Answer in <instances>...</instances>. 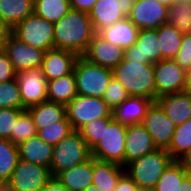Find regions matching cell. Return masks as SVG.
I'll list each match as a JSON object with an SVG mask.
<instances>
[{"label":"cell","mask_w":191,"mask_h":191,"mask_svg":"<svg viewBox=\"0 0 191 191\" xmlns=\"http://www.w3.org/2000/svg\"><path fill=\"white\" fill-rule=\"evenodd\" d=\"M95 33L88 13L70 9L54 23L55 49L68 50L82 56Z\"/></svg>","instance_id":"1"},{"label":"cell","mask_w":191,"mask_h":191,"mask_svg":"<svg viewBox=\"0 0 191 191\" xmlns=\"http://www.w3.org/2000/svg\"><path fill=\"white\" fill-rule=\"evenodd\" d=\"M112 71L114 78L124 86L129 96L156 101L154 64L123 59Z\"/></svg>","instance_id":"2"},{"label":"cell","mask_w":191,"mask_h":191,"mask_svg":"<svg viewBox=\"0 0 191 191\" xmlns=\"http://www.w3.org/2000/svg\"><path fill=\"white\" fill-rule=\"evenodd\" d=\"M173 158L165 149H156L125 166V173L140 190L152 191Z\"/></svg>","instance_id":"3"},{"label":"cell","mask_w":191,"mask_h":191,"mask_svg":"<svg viewBox=\"0 0 191 191\" xmlns=\"http://www.w3.org/2000/svg\"><path fill=\"white\" fill-rule=\"evenodd\" d=\"M127 125L114 118H104L101 141L91 150V157L125 167V140Z\"/></svg>","instance_id":"4"},{"label":"cell","mask_w":191,"mask_h":191,"mask_svg":"<svg viewBox=\"0 0 191 191\" xmlns=\"http://www.w3.org/2000/svg\"><path fill=\"white\" fill-rule=\"evenodd\" d=\"M90 158V148L80 132L74 130L54 146L51 173L55 177L59 172L84 163Z\"/></svg>","instance_id":"5"},{"label":"cell","mask_w":191,"mask_h":191,"mask_svg":"<svg viewBox=\"0 0 191 191\" xmlns=\"http://www.w3.org/2000/svg\"><path fill=\"white\" fill-rule=\"evenodd\" d=\"M77 93L102 98L104 91L113 77L111 69L87 61L82 56L76 60L73 69Z\"/></svg>","instance_id":"6"},{"label":"cell","mask_w":191,"mask_h":191,"mask_svg":"<svg viewBox=\"0 0 191 191\" xmlns=\"http://www.w3.org/2000/svg\"><path fill=\"white\" fill-rule=\"evenodd\" d=\"M11 33L21 42L48 51L55 48L54 23L34 13L20 22Z\"/></svg>","instance_id":"7"},{"label":"cell","mask_w":191,"mask_h":191,"mask_svg":"<svg viewBox=\"0 0 191 191\" xmlns=\"http://www.w3.org/2000/svg\"><path fill=\"white\" fill-rule=\"evenodd\" d=\"M66 117L73 130L98 118H113L112 110L102 98L77 95L66 105Z\"/></svg>","instance_id":"8"},{"label":"cell","mask_w":191,"mask_h":191,"mask_svg":"<svg viewBox=\"0 0 191 191\" xmlns=\"http://www.w3.org/2000/svg\"><path fill=\"white\" fill-rule=\"evenodd\" d=\"M156 99L174 93L188 90L189 74L173 59L154 63Z\"/></svg>","instance_id":"9"},{"label":"cell","mask_w":191,"mask_h":191,"mask_svg":"<svg viewBox=\"0 0 191 191\" xmlns=\"http://www.w3.org/2000/svg\"><path fill=\"white\" fill-rule=\"evenodd\" d=\"M52 178L50 168L19 159L7 185L12 191H40Z\"/></svg>","instance_id":"10"},{"label":"cell","mask_w":191,"mask_h":191,"mask_svg":"<svg viewBox=\"0 0 191 191\" xmlns=\"http://www.w3.org/2000/svg\"><path fill=\"white\" fill-rule=\"evenodd\" d=\"M135 0H98L88 15L94 31L111 26L129 16Z\"/></svg>","instance_id":"11"},{"label":"cell","mask_w":191,"mask_h":191,"mask_svg":"<svg viewBox=\"0 0 191 191\" xmlns=\"http://www.w3.org/2000/svg\"><path fill=\"white\" fill-rule=\"evenodd\" d=\"M3 50L7 53L15 72L41 68L46 51L21 42L10 33L4 42Z\"/></svg>","instance_id":"12"},{"label":"cell","mask_w":191,"mask_h":191,"mask_svg":"<svg viewBox=\"0 0 191 191\" xmlns=\"http://www.w3.org/2000/svg\"><path fill=\"white\" fill-rule=\"evenodd\" d=\"M141 124L152 136L157 149H168L175 132L176 125L167 117L162 108L156 102H153L148 108Z\"/></svg>","instance_id":"13"},{"label":"cell","mask_w":191,"mask_h":191,"mask_svg":"<svg viewBox=\"0 0 191 191\" xmlns=\"http://www.w3.org/2000/svg\"><path fill=\"white\" fill-rule=\"evenodd\" d=\"M16 80L19 85L23 106L26 109L47 101V80L40 68L17 72Z\"/></svg>","instance_id":"14"},{"label":"cell","mask_w":191,"mask_h":191,"mask_svg":"<svg viewBox=\"0 0 191 191\" xmlns=\"http://www.w3.org/2000/svg\"><path fill=\"white\" fill-rule=\"evenodd\" d=\"M168 10L156 0H135L127 18L140 30L157 29L166 24Z\"/></svg>","instance_id":"15"},{"label":"cell","mask_w":191,"mask_h":191,"mask_svg":"<svg viewBox=\"0 0 191 191\" xmlns=\"http://www.w3.org/2000/svg\"><path fill=\"white\" fill-rule=\"evenodd\" d=\"M124 59L154 64L162 60L159 37L156 29L140 30L137 41L125 49Z\"/></svg>","instance_id":"16"},{"label":"cell","mask_w":191,"mask_h":191,"mask_svg":"<svg viewBox=\"0 0 191 191\" xmlns=\"http://www.w3.org/2000/svg\"><path fill=\"white\" fill-rule=\"evenodd\" d=\"M125 50L95 33L82 55L87 61L113 70L123 59Z\"/></svg>","instance_id":"17"},{"label":"cell","mask_w":191,"mask_h":191,"mask_svg":"<svg viewBox=\"0 0 191 191\" xmlns=\"http://www.w3.org/2000/svg\"><path fill=\"white\" fill-rule=\"evenodd\" d=\"M125 166L157 149L152 136L142 124L127 125L125 140Z\"/></svg>","instance_id":"18"},{"label":"cell","mask_w":191,"mask_h":191,"mask_svg":"<svg viewBox=\"0 0 191 191\" xmlns=\"http://www.w3.org/2000/svg\"><path fill=\"white\" fill-rule=\"evenodd\" d=\"M78 57L76 53L68 50L50 49L45 52L40 69L47 81L63 77L73 72Z\"/></svg>","instance_id":"19"},{"label":"cell","mask_w":191,"mask_h":191,"mask_svg":"<svg viewBox=\"0 0 191 191\" xmlns=\"http://www.w3.org/2000/svg\"><path fill=\"white\" fill-rule=\"evenodd\" d=\"M155 102L176 126L191 118V92L188 90L161 96Z\"/></svg>","instance_id":"20"},{"label":"cell","mask_w":191,"mask_h":191,"mask_svg":"<svg viewBox=\"0 0 191 191\" xmlns=\"http://www.w3.org/2000/svg\"><path fill=\"white\" fill-rule=\"evenodd\" d=\"M153 102L149 98L129 96L112 111L113 118L125 125L141 124Z\"/></svg>","instance_id":"21"},{"label":"cell","mask_w":191,"mask_h":191,"mask_svg":"<svg viewBox=\"0 0 191 191\" xmlns=\"http://www.w3.org/2000/svg\"><path fill=\"white\" fill-rule=\"evenodd\" d=\"M17 146L19 159L50 168L54 146L43 141L38 135Z\"/></svg>","instance_id":"22"},{"label":"cell","mask_w":191,"mask_h":191,"mask_svg":"<svg viewBox=\"0 0 191 191\" xmlns=\"http://www.w3.org/2000/svg\"><path fill=\"white\" fill-rule=\"evenodd\" d=\"M139 31L140 29L126 17L111 26L102 28L97 33L108 42L125 50L136 43Z\"/></svg>","instance_id":"23"},{"label":"cell","mask_w":191,"mask_h":191,"mask_svg":"<svg viewBox=\"0 0 191 191\" xmlns=\"http://www.w3.org/2000/svg\"><path fill=\"white\" fill-rule=\"evenodd\" d=\"M93 157L75 167L59 172L55 178L70 191H83L92 185Z\"/></svg>","instance_id":"24"},{"label":"cell","mask_w":191,"mask_h":191,"mask_svg":"<svg viewBox=\"0 0 191 191\" xmlns=\"http://www.w3.org/2000/svg\"><path fill=\"white\" fill-rule=\"evenodd\" d=\"M124 174L125 167L93 158L92 185L101 191H113Z\"/></svg>","instance_id":"25"},{"label":"cell","mask_w":191,"mask_h":191,"mask_svg":"<svg viewBox=\"0 0 191 191\" xmlns=\"http://www.w3.org/2000/svg\"><path fill=\"white\" fill-rule=\"evenodd\" d=\"M27 110L32 116L37 131L66 117V105L50 101L33 105Z\"/></svg>","instance_id":"26"},{"label":"cell","mask_w":191,"mask_h":191,"mask_svg":"<svg viewBox=\"0 0 191 191\" xmlns=\"http://www.w3.org/2000/svg\"><path fill=\"white\" fill-rule=\"evenodd\" d=\"M31 0H0V21L10 30L33 14Z\"/></svg>","instance_id":"27"},{"label":"cell","mask_w":191,"mask_h":191,"mask_svg":"<svg viewBox=\"0 0 191 191\" xmlns=\"http://www.w3.org/2000/svg\"><path fill=\"white\" fill-rule=\"evenodd\" d=\"M78 95L74 72L47 81V101L67 105Z\"/></svg>","instance_id":"28"},{"label":"cell","mask_w":191,"mask_h":191,"mask_svg":"<svg viewBox=\"0 0 191 191\" xmlns=\"http://www.w3.org/2000/svg\"><path fill=\"white\" fill-rule=\"evenodd\" d=\"M156 30L158 32L162 60L173 59L179 51L184 32L168 24H163Z\"/></svg>","instance_id":"29"},{"label":"cell","mask_w":191,"mask_h":191,"mask_svg":"<svg viewBox=\"0 0 191 191\" xmlns=\"http://www.w3.org/2000/svg\"><path fill=\"white\" fill-rule=\"evenodd\" d=\"M70 9L69 0H36L33 5V13L51 23L58 22Z\"/></svg>","instance_id":"30"},{"label":"cell","mask_w":191,"mask_h":191,"mask_svg":"<svg viewBox=\"0 0 191 191\" xmlns=\"http://www.w3.org/2000/svg\"><path fill=\"white\" fill-rule=\"evenodd\" d=\"M18 161V146L10 140L0 139V184L10 181Z\"/></svg>","instance_id":"31"},{"label":"cell","mask_w":191,"mask_h":191,"mask_svg":"<svg viewBox=\"0 0 191 191\" xmlns=\"http://www.w3.org/2000/svg\"><path fill=\"white\" fill-rule=\"evenodd\" d=\"M191 149V118L176 126L171 143L166 150L174 161Z\"/></svg>","instance_id":"32"},{"label":"cell","mask_w":191,"mask_h":191,"mask_svg":"<svg viewBox=\"0 0 191 191\" xmlns=\"http://www.w3.org/2000/svg\"><path fill=\"white\" fill-rule=\"evenodd\" d=\"M188 173L177 162L173 161L159 178L152 191H181V183Z\"/></svg>","instance_id":"33"},{"label":"cell","mask_w":191,"mask_h":191,"mask_svg":"<svg viewBox=\"0 0 191 191\" xmlns=\"http://www.w3.org/2000/svg\"><path fill=\"white\" fill-rule=\"evenodd\" d=\"M37 135V130L32 116L27 109L23 110L15 123L14 130L11 132V142L15 145Z\"/></svg>","instance_id":"34"},{"label":"cell","mask_w":191,"mask_h":191,"mask_svg":"<svg viewBox=\"0 0 191 191\" xmlns=\"http://www.w3.org/2000/svg\"><path fill=\"white\" fill-rule=\"evenodd\" d=\"M71 122L65 117L37 131V135L49 145L55 146L59 141L73 132Z\"/></svg>","instance_id":"35"},{"label":"cell","mask_w":191,"mask_h":191,"mask_svg":"<svg viewBox=\"0 0 191 191\" xmlns=\"http://www.w3.org/2000/svg\"><path fill=\"white\" fill-rule=\"evenodd\" d=\"M0 108L26 109L22 103L16 78L0 82Z\"/></svg>","instance_id":"36"},{"label":"cell","mask_w":191,"mask_h":191,"mask_svg":"<svg viewBox=\"0 0 191 191\" xmlns=\"http://www.w3.org/2000/svg\"><path fill=\"white\" fill-rule=\"evenodd\" d=\"M191 17V4L176 1L169 7L166 24L185 32Z\"/></svg>","instance_id":"37"},{"label":"cell","mask_w":191,"mask_h":191,"mask_svg":"<svg viewBox=\"0 0 191 191\" xmlns=\"http://www.w3.org/2000/svg\"><path fill=\"white\" fill-rule=\"evenodd\" d=\"M128 97L129 95L124 86L113 76L104 91L102 99L113 111Z\"/></svg>","instance_id":"38"},{"label":"cell","mask_w":191,"mask_h":191,"mask_svg":"<svg viewBox=\"0 0 191 191\" xmlns=\"http://www.w3.org/2000/svg\"><path fill=\"white\" fill-rule=\"evenodd\" d=\"M86 144L92 150L102 139L104 133V118L93 119L78 130Z\"/></svg>","instance_id":"39"},{"label":"cell","mask_w":191,"mask_h":191,"mask_svg":"<svg viewBox=\"0 0 191 191\" xmlns=\"http://www.w3.org/2000/svg\"><path fill=\"white\" fill-rule=\"evenodd\" d=\"M23 110L25 109L0 108V139L11 141V132Z\"/></svg>","instance_id":"40"},{"label":"cell","mask_w":191,"mask_h":191,"mask_svg":"<svg viewBox=\"0 0 191 191\" xmlns=\"http://www.w3.org/2000/svg\"><path fill=\"white\" fill-rule=\"evenodd\" d=\"M173 60L188 74L191 72V35L183 34L179 51Z\"/></svg>","instance_id":"41"},{"label":"cell","mask_w":191,"mask_h":191,"mask_svg":"<svg viewBox=\"0 0 191 191\" xmlns=\"http://www.w3.org/2000/svg\"><path fill=\"white\" fill-rule=\"evenodd\" d=\"M16 78V72L13 69L7 53L0 49V82L13 80Z\"/></svg>","instance_id":"42"},{"label":"cell","mask_w":191,"mask_h":191,"mask_svg":"<svg viewBox=\"0 0 191 191\" xmlns=\"http://www.w3.org/2000/svg\"><path fill=\"white\" fill-rule=\"evenodd\" d=\"M113 191H140L133 180L125 173L117 183Z\"/></svg>","instance_id":"43"},{"label":"cell","mask_w":191,"mask_h":191,"mask_svg":"<svg viewBox=\"0 0 191 191\" xmlns=\"http://www.w3.org/2000/svg\"><path fill=\"white\" fill-rule=\"evenodd\" d=\"M72 10L89 13L98 0H69Z\"/></svg>","instance_id":"44"},{"label":"cell","mask_w":191,"mask_h":191,"mask_svg":"<svg viewBox=\"0 0 191 191\" xmlns=\"http://www.w3.org/2000/svg\"><path fill=\"white\" fill-rule=\"evenodd\" d=\"M40 191H70L53 177Z\"/></svg>","instance_id":"45"},{"label":"cell","mask_w":191,"mask_h":191,"mask_svg":"<svg viewBox=\"0 0 191 191\" xmlns=\"http://www.w3.org/2000/svg\"><path fill=\"white\" fill-rule=\"evenodd\" d=\"M177 162L183 167V169L191 175V149L182 155Z\"/></svg>","instance_id":"46"},{"label":"cell","mask_w":191,"mask_h":191,"mask_svg":"<svg viewBox=\"0 0 191 191\" xmlns=\"http://www.w3.org/2000/svg\"><path fill=\"white\" fill-rule=\"evenodd\" d=\"M11 33V30L0 21V48L2 49L4 46V42L6 41L7 36Z\"/></svg>","instance_id":"47"},{"label":"cell","mask_w":191,"mask_h":191,"mask_svg":"<svg viewBox=\"0 0 191 191\" xmlns=\"http://www.w3.org/2000/svg\"><path fill=\"white\" fill-rule=\"evenodd\" d=\"M181 191H191V175H187L181 183Z\"/></svg>","instance_id":"48"},{"label":"cell","mask_w":191,"mask_h":191,"mask_svg":"<svg viewBox=\"0 0 191 191\" xmlns=\"http://www.w3.org/2000/svg\"><path fill=\"white\" fill-rule=\"evenodd\" d=\"M157 2L167 6V7H170L172 6L177 0H156Z\"/></svg>","instance_id":"49"},{"label":"cell","mask_w":191,"mask_h":191,"mask_svg":"<svg viewBox=\"0 0 191 191\" xmlns=\"http://www.w3.org/2000/svg\"><path fill=\"white\" fill-rule=\"evenodd\" d=\"M83 191H101L100 189L96 188L94 185L88 186L85 190Z\"/></svg>","instance_id":"50"},{"label":"cell","mask_w":191,"mask_h":191,"mask_svg":"<svg viewBox=\"0 0 191 191\" xmlns=\"http://www.w3.org/2000/svg\"><path fill=\"white\" fill-rule=\"evenodd\" d=\"M0 191H10V187L7 184H0Z\"/></svg>","instance_id":"51"},{"label":"cell","mask_w":191,"mask_h":191,"mask_svg":"<svg viewBox=\"0 0 191 191\" xmlns=\"http://www.w3.org/2000/svg\"><path fill=\"white\" fill-rule=\"evenodd\" d=\"M184 33H186L188 35H191V17H190V21L188 23V28H187V30Z\"/></svg>","instance_id":"52"},{"label":"cell","mask_w":191,"mask_h":191,"mask_svg":"<svg viewBox=\"0 0 191 191\" xmlns=\"http://www.w3.org/2000/svg\"><path fill=\"white\" fill-rule=\"evenodd\" d=\"M188 91L191 92V72L189 73L188 77Z\"/></svg>","instance_id":"53"},{"label":"cell","mask_w":191,"mask_h":191,"mask_svg":"<svg viewBox=\"0 0 191 191\" xmlns=\"http://www.w3.org/2000/svg\"><path fill=\"white\" fill-rule=\"evenodd\" d=\"M177 1H181V2H184V3H190L191 4V0H177Z\"/></svg>","instance_id":"54"}]
</instances>
